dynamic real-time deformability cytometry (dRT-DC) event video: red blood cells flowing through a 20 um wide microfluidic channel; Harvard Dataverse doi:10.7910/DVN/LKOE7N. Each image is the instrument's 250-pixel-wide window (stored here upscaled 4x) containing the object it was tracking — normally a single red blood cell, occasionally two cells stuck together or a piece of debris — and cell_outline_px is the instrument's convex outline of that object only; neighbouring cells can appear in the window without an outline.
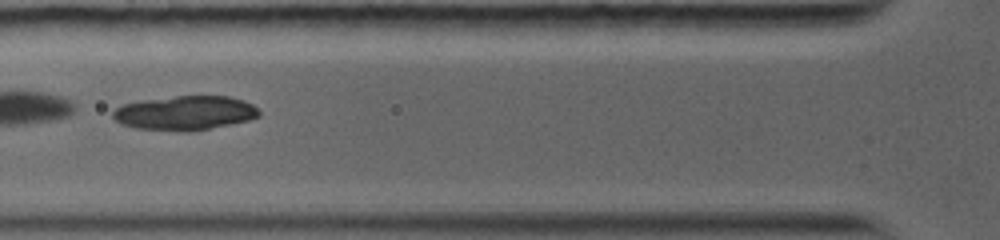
{"species": "common noctule bat (a hibernating species)", "species_latin": "Nyctalus noctula", "temperature_condition": "warm", "stored_images_in_passage": 8, "camera_frame_rate_fps": 5000, "um_per_image_px": 0.085, "animal": {"sex": "female", "body_mass_g": 19.0, "forearm_length_mm": 56.7}, "frame": {"image": 1, "passage_image": 5, "time_ms": 1.2, "image_size_px": [1000, 240], "cell_outline_px": [[260, 116], [248, 120], [208, 128], [136, 128], [124, 124], [116, 120], [112, 116], [112, 112], [116, 108], [124, 104], [148, 100], [176, 96], [228, 96], [252, 104], [260, 112]], "centroid_in_image_um": [15.75, 9.55], "position_along_channel_um": 110.0, "area_um2": 27.57}}